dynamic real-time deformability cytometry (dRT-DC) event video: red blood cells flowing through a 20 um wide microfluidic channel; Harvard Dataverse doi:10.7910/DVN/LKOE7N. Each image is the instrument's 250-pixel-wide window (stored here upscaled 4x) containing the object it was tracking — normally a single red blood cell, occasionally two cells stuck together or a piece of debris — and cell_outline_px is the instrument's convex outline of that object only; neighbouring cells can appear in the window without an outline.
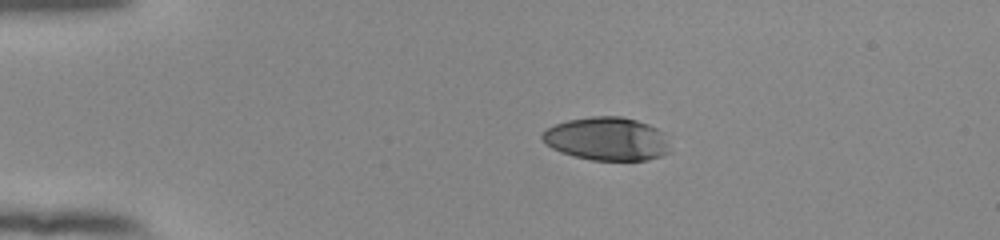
{"species": "human", "species_latin": "Homo sapiens", "temperature_condition": "room temperature", "stored_images_in_passage": 44, "camera_frame_rate_fps": 3000, "um_per_image_px": 0.085, "donor": {"sex": "female"}, "frame": {"image": 1, "passage_image": 1, "time_ms": 0.0, "image_size_px": [1000, 240], "cell_outline_px": [[672, 152], [648, 160], [592, 160], [560, 152], [544, 144], [540, 136], [540, 132], [544, 128], [552, 124], [568, 120], [592, 116], [624, 116], [648, 124], [664, 132]], "centroid_in_image_um": [51.56, 11.79], "position_along_channel_um": 33.4, "area_um2": 32.77}}
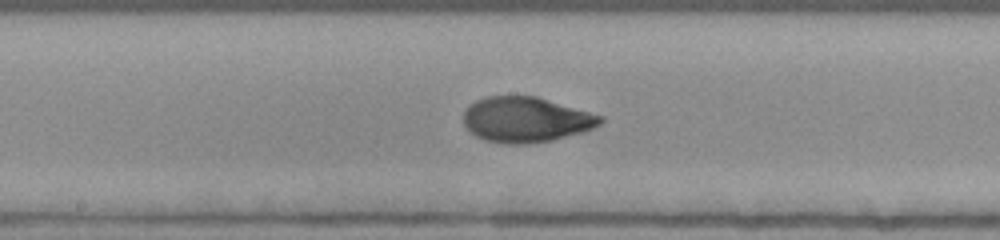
{"frame": {"image": 2, "passage_image": 19, "time_ms": 6.0, "image_size_px": [1000, 240], "cell_outline_px": [[604, 120], [600, 124], [584, 132], [552, 140], [528, 144], [504, 144], [484, 140], [476, 136], [464, 124], [464, 112], [476, 100], [488, 96], [536, 96], [604, 116]], "centroid_in_image_um": [44.73, 10.17], "position_along_channel_um": 203.5, "area_um2": 36.07}}
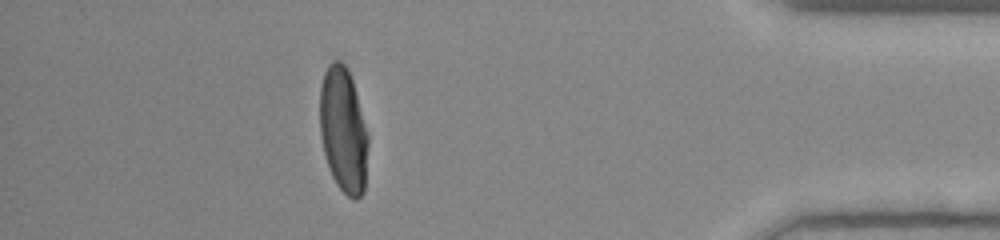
{"frame": {"image": 3, "passage_image": 38, "time_ms": 12.333, "image_size_px": [1000, 240], "cell_outline_px": [[368, 144], [364, 192], [356, 200], [352, 200], [336, 184], [332, 176], [324, 152], [320, 136], [320, 88], [324, 72], [336, 60], [340, 60], [344, 64], [352, 80], [368, 136]], "centroid_in_image_um": [29.18, 11.11], "position_along_channel_um": 406.0, "area_um2": 34.8}, "authors_computed_cell_mechanics": {"area_um2": 35.6337, "velocity_mm_per_s": 3.8423, "shape_relaxation_time_tau1_ms": 5.4764, "shape_relaxation_time_tau2_ms": null, "deformation_change_tau1": 0.2423, "deformation_change_tau2": null}}